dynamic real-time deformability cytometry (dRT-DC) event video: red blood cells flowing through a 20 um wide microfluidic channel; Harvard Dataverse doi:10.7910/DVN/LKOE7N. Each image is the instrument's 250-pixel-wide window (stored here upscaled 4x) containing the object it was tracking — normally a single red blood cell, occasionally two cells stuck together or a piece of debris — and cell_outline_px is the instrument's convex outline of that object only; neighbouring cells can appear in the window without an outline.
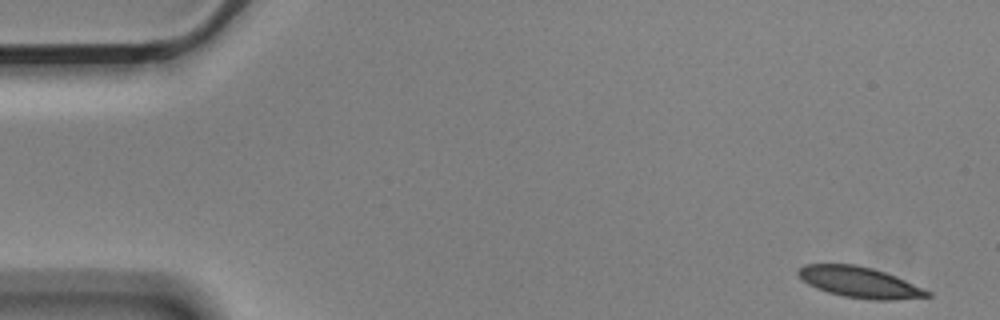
{"species": "Egyptian fruit bat (a non-hibernating species)", "species_latin": "Rousettus aegyptiacus", "temperature_condition": "cold", "stored_images_in_passage": 5, "segment_of_instrument_passage": [2, 2], "camera_frame_rate_fps": 3000, "um_per_image_px": 0.085, "animal": {"sex": "male"}, "frame": {"image": 1, "passage_image": 5, "time_ms": 1.333, "image_size_px": [1000, 320], "cell_outline_px": [[932, 296], [892, 300], [872, 300], [844, 296], [828, 292], [816, 288], [808, 284], [796, 272], [804, 264], [856, 264], [872, 268], [896, 276], [932, 292]], "centroid_in_image_um": [73.08, 23.99], "position_along_channel_um": 11.9, "area_um2": 23.06}}